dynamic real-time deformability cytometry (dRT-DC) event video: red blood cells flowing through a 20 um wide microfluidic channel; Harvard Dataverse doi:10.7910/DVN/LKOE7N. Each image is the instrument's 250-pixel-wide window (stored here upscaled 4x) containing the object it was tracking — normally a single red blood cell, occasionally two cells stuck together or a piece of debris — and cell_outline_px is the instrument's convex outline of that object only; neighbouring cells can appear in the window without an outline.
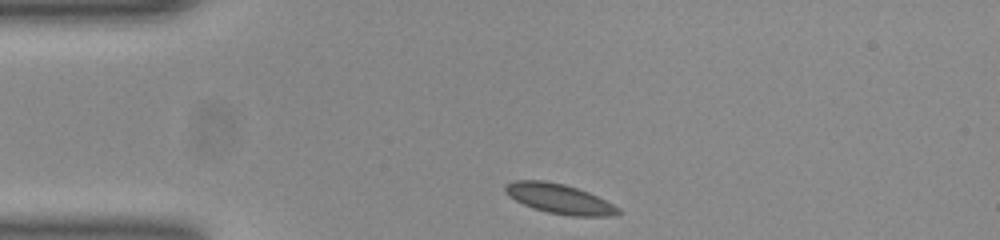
{"species": "common noctule bat (a hibernating species)", "species_latin": "Nyctalus noctula", "temperature_condition": "room temperature", "stored_images_in_passage": 33, "camera_frame_rate_fps": 3000, "um_per_image_px": 0.085, "animal": {"sex": "female", "body_mass_g": 23.0, "forearm_length_mm": 53.4}, "frame": {"image": 1, "passage_image": 1, "time_ms": 0.0, "image_size_px": [1000, 240], "cell_outline_px": [[620, 212], [612, 216], [572, 216], [548, 212], [524, 204], [508, 196], [504, 192], [504, 188], [508, 184], [516, 180], [544, 180], [564, 184], [588, 192], [620, 208]], "centroid_in_image_um": [47.54, 16.89], "position_along_channel_um": 37.5, "area_um2": 19.25}}
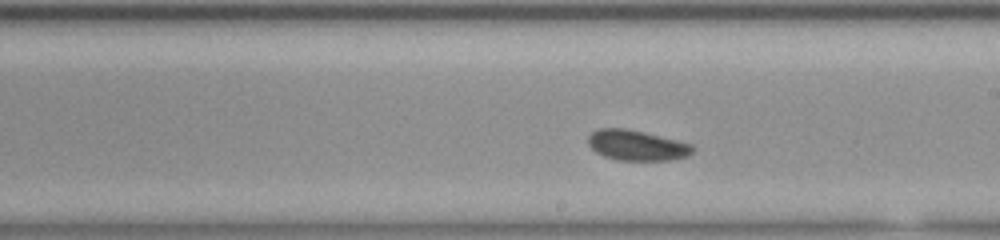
{"frame": {"image": 2, "passage_image": 19, "time_ms": 6.0, "image_size_px": [1000, 240], "cell_outline_px": [[696, 148], [688, 156], [672, 160], [616, 160], [604, 156], [596, 152], [588, 144], [588, 136], [592, 132], [600, 128], [624, 128], [644, 132], [692, 144]], "centroid_in_image_um": [54.13, 12.36], "position_along_channel_um": 234.9, "area_um2": 18.5}}
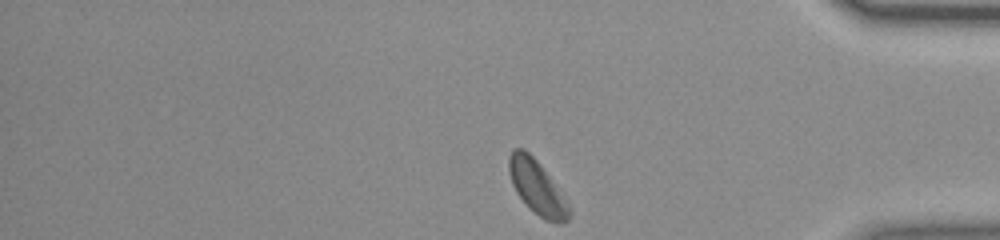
{"frame": {"image": 3, "passage_image": 33, "time_ms": 10.667, "image_size_px": [1000, 240], "cell_outline_px": [[572, 212], [568, 220], [564, 224], [556, 224], [544, 220], [528, 208], [516, 192], [512, 184], [508, 172], [508, 156], [512, 148], [524, 148], [536, 160], [548, 176]], "centroid_in_image_um": [45.6, 15.96], "position_along_channel_um": 389.6, "area_um2": 18.73}, "authors_computed_cell_mechanics": {"area_um2": 18.9006, "velocity_mm_per_s": 3.8281, "shape_relaxation_time_tau1_ms": 1.1768, "shape_relaxation_time_tau2_ms": 8.9658, "deformation_change_tau1": 0.0392, "deformation_change_tau2": 0.1053}}